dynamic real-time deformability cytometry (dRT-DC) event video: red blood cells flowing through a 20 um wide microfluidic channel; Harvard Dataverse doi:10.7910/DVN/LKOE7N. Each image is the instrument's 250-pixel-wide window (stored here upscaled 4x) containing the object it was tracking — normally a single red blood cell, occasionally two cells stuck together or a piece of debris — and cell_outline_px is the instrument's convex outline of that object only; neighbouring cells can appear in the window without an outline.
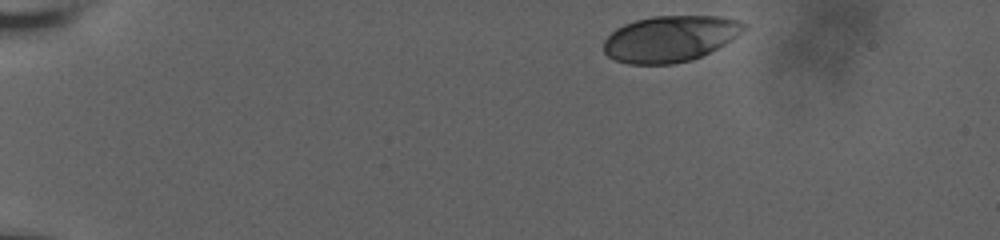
{"species": "human", "species_latin": "Homo sapiens", "temperature_condition": "room temperature", "stored_images_in_passage": 42, "camera_frame_rate_fps": 3000, "um_per_image_px": 0.085, "donor": {"sex": "male"}, "frame": {"image": 1, "passage_image": 1, "time_ms": 0.0, "image_size_px": [1000, 240], "cell_outline_px": [[748, 24], [732, 40], [692, 60], [672, 64], [628, 64], [616, 60], [608, 56], [604, 52], [604, 40], [616, 28], [624, 24], [636, 20], [652, 16], [720, 16], [736, 20]], "centroid_in_image_um": [56.93, 3.29], "position_along_channel_um": 28.1, "area_um2": 37.45}}
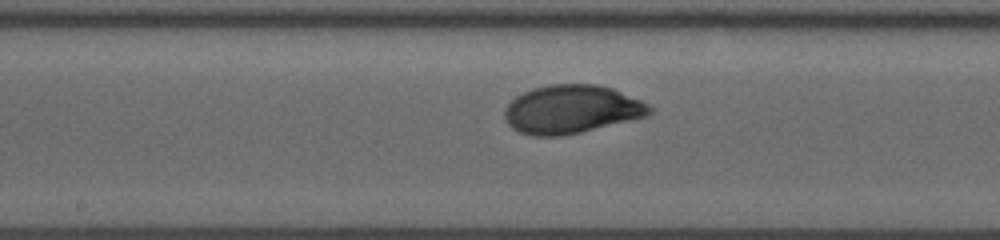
{"frame": {"image": 2, "passage_image": 24, "time_ms": 7.667, "image_size_px": [1000, 240], "cell_outline_px": [[656, 108], [648, 116], [580, 132], [560, 136], [532, 136], [520, 132], [512, 128], [508, 124], [504, 116], [504, 108], [516, 96], [532, 88], [552, 84], [596, 84], [612, 88], [640, 100]], "centroid_in_image_um": [48.58, 9.29], "position_along_channel_um": 199.6, "area_um2": 40.92}}
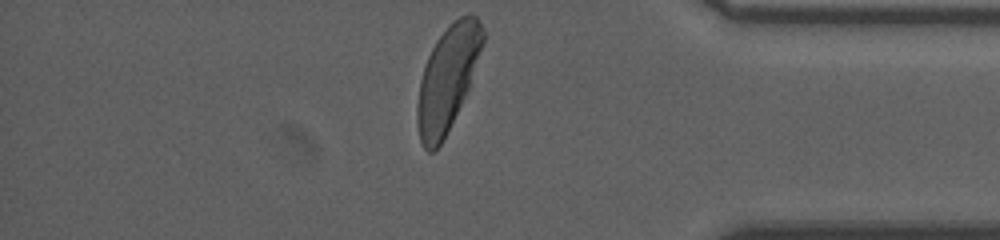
{"frame": {"image": 3, "passage_image": 42, "time_ms": 13.667, "image_size_px": [1000, 240], "cell_outline_px": [[484, 40], [468, 88], [440, 144], [432, 152], [428, 152], [424, 148], [420, 140], [416, 124], [416, 104], [420, 80], [428, 56], [436, 40], [460, 16], [476, 16], [480, 20], [484, 28]], "centroid_in_image_um": [38.01, 6.68], "position_along_channel_um": 397.2, "area_um2": 38.84}, "authors_computed_cell_mechanics": {"area_um2": 39.5641, "velocity_mm_per_s": 3.6109, "shape_relaxation_time_tau1_ms": 3.1737, "shape_relaxation_time_tau2_ms": null, "deformation_change_tau1": 0.1545, "deformation_change_tau2": null}}